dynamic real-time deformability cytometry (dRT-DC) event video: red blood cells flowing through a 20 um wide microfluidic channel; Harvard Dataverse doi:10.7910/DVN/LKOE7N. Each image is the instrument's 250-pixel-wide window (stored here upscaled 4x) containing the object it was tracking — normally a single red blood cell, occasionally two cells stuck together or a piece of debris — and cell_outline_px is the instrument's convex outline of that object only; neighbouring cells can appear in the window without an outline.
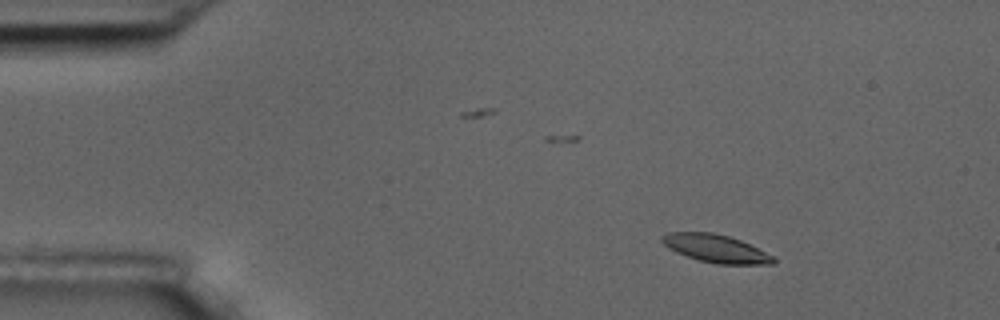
{"species": "common noctule bat (a hibernating species)", "species_latin": "Nyctalus noctula", "temperature_condition": "room temperature", "stored_images_in_passage": 7, "camera_frame_rate_fps": 3000, "um_per_image_px": 0.085, "animal": {"sex": "male", "body_mass_g": 17.5, "forearm_length_mm": 52.3}, "frame": {"image": 1, "passage_image": 2, "time_ms": 1.333, "image_size_px": [1000, 320], "cell_outline_px": [[776, 260], [772, 264], [716, 264], [700, 260], [676, 252], [668, 248], [660, 240], [660, 236], [668, 232], [712, 232], [728, 236], [740, 240], [776, 256]], "centroid_in_image_um": [60.85, 21.12], "position_along_channel_um": 24.1, "area_um2": 18.15}}
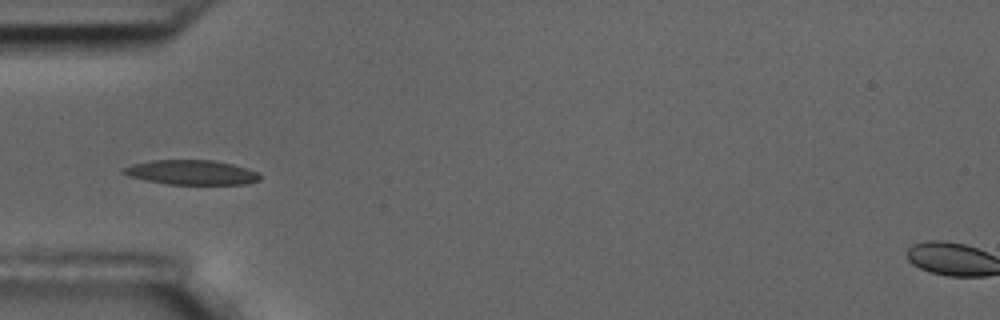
{"frame": {"image": 2, "passage_image": 5, "time_ms": 4.667, "image_size_px": [1000, 320], "cell_outline_px": [[260, 180], [248, 184], [168, 184], [128, 176], [120, 172], [120, 168], [132, 164], [152, 160], [212, 160], [232, 164], [248, 168], [256, 172], [260, 176]], "centroid_in_image_um": [16.25, 14.65], "position_along_channel_um": 68.8, "area_um2": 19.59}}
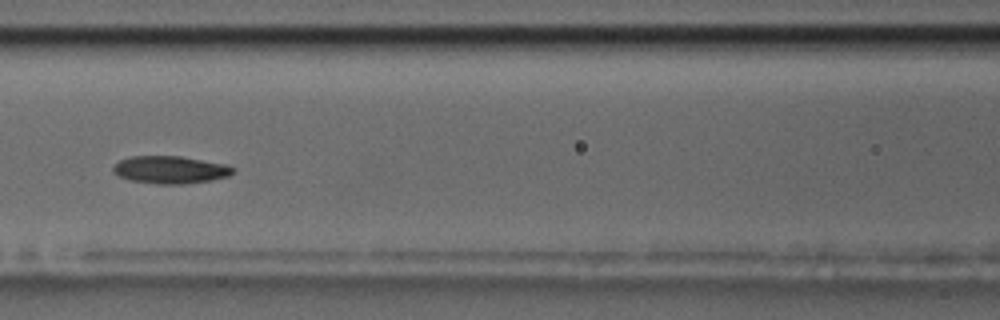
{"frame": {"image": 3, "passage_image": 7, "time_ms": 7.0, "image_size_px": [1000, 320], "cell_outline_px": [[236, 168], [228, 176], [212, 180], [184, 184], [160, 184], [132, 180], [120, 176], [112, 172], [112, 168], [120, 160], [132, 156], [180, 156], [228, 164]], "centroid_in_image_um": [14.51, 14.42], "position_along_channel_um": 152.1, "area_um2": 19.19}}